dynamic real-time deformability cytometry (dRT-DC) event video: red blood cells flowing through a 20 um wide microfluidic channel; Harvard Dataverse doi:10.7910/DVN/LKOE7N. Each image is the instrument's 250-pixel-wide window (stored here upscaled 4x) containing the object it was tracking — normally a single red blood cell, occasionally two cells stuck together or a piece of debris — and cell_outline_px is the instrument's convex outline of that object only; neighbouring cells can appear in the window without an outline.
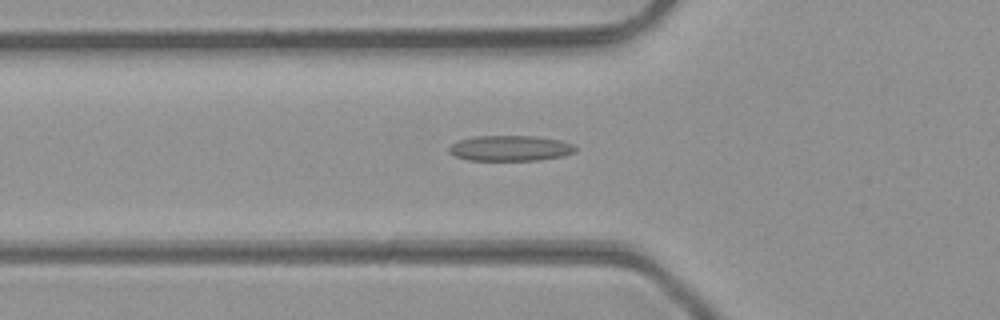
{"species": "common noctule bat (a hibernating species)", "species_latin": "Nyctalus noctula", "temperature_condition": "room temperature", "stored_images_in_passage": 40, "camera_frame_rate_fps": 3000, "um_per_image_px": 0.085, "animal": {"sex": "male", "body_mass_g": 23.1, "forearm_length_mm": 52.7}, "frame": {"image": 1, "passage_image": 9, "time_ms": 2.667, "image_size_px": [1000, 320], "cell_outline_px": [[576, 152], [564, 156], [540, 160], [468, 160], [456, 156], [448, 152], [448, 148], [452, 144], [460, 140], [472, 136], [536, 136], [560, 140], [572, 144], [576, 148]], "centroid_in_image_um": [43.38, 12.6], "position_along_channel_um": 82.4, "area_um2": 18.84}}
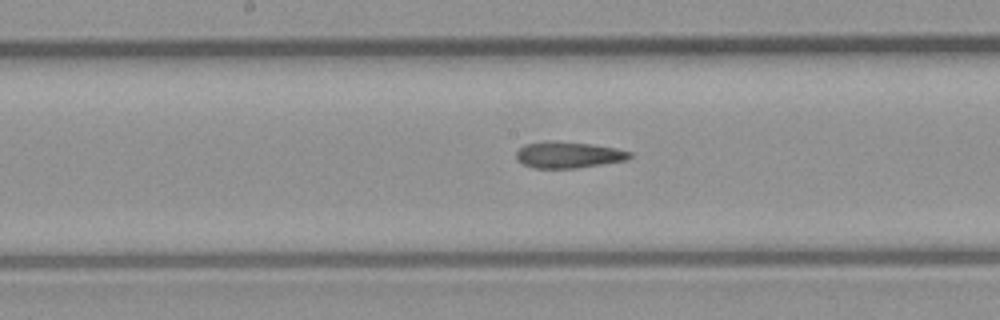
{"frame": {"image": 2, "passage_image": 17, "time_ms": 5.333, "image_size_px": [1000, 320], "cell_outline_px": [[632, 156], [628, 160], [576, 168], [532, 168], [516, 160], [516, 152], [524, 144], [552, 140], [556, 140], [592, 144], [616, 148], [632, 152]], "centroid_in_image_um": [48.31, 13.15], "position_along_channel_um": 199.9, "area_um2": 17.63}}
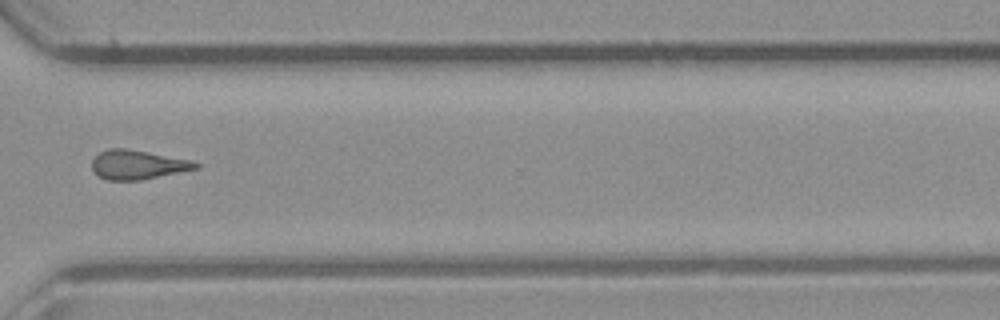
{"frame": {"image": 3, "passage_image": 28, "time_ms": 9.0, "image_size_px": [1000, 320], "cell_outline_px": [[200, 168], [140, 180], [108, 180], [96, 176], [92, 168], [92, 160], [100, 152], [108, 148], [124, 148], [148, 152], [188, 160], [200, 164]], "centroid_in_image_um": [11.66, 14.01], "position_along_channel_um": 358.9, "area_um2": 17.51}, "authors_computed_cell_mechanics": {"area_um2": 17.629, "velocity_mm_per_s": 4.3472, "shape_relaxation_time_tau1_ms": null, "shape_relaxation_time_tau2_ms": 6.2819, "deformation_change_tau1": null, "deformation_change_tau2": 0.1955}}